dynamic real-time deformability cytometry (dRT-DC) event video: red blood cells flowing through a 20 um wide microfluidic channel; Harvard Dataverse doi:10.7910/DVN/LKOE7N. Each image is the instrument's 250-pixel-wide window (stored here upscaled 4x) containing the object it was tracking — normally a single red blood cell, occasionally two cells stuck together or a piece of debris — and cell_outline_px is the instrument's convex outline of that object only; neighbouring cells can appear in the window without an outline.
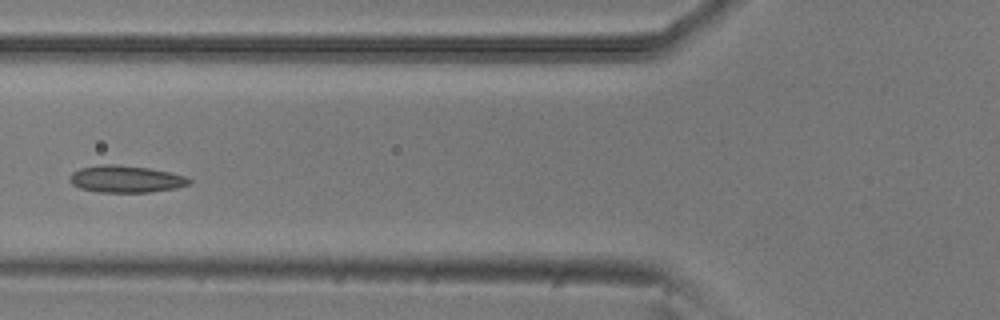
{"species": "common noctule bat (a hibernating species)", "species_latin": "Nyctalus noctula", "temperature_condition": "room temperature", "stored_images_in_passage": 6, "camera_frame_rate_fps": 3000, "um_per_image_px": 0.085, "animal": {"sex": "male", "body_mass_g": 20.5, "forearm_length_mm": 52.5}, "frame": {"image": 1, "passage_image": 5, "time_ms": 1.333, "image_size_px": [1000, 320], "cell_outline_px": [[192, 184], [176, 188], [152, 192], [96, 192], [80, 188], [72, 184], [68, 180], [72, 172], [80, 168], [104, 164], [116, 164], [148, 168], [168, 172], [184, 176], [192, 180]], "centroid_in_image_um": [10.69, 15.22], "position_along_channel_um": 115.1, "area_um2": 18.84}}
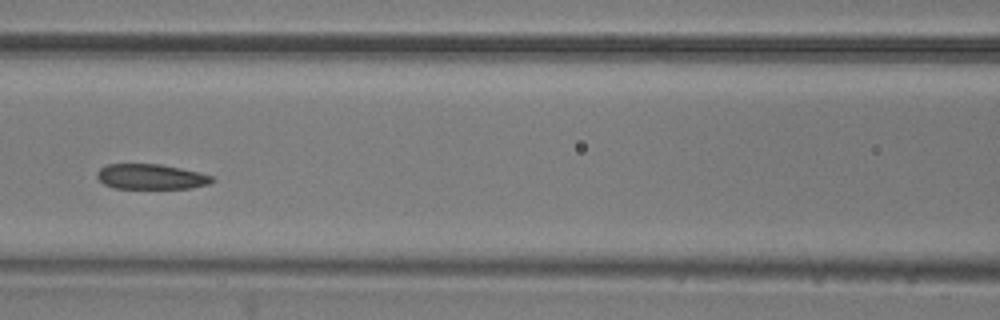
{"frame": {"image": 2, "passage_image": 6, "time_ms": 1.667, "image_size_px": [1000, 320], "cell_outline_px": [[216, 180], [208, 184], [192, 188], [116, 188], [104, 184], [96, 176], [96, 172], [100, 168], [108, 164], [160, 164], [180, 168], [212, 176]], "centroid_in_image_um": [12.82, 15.02], "position_along_channel_um": 153.8, "area_um2": 16.76}}